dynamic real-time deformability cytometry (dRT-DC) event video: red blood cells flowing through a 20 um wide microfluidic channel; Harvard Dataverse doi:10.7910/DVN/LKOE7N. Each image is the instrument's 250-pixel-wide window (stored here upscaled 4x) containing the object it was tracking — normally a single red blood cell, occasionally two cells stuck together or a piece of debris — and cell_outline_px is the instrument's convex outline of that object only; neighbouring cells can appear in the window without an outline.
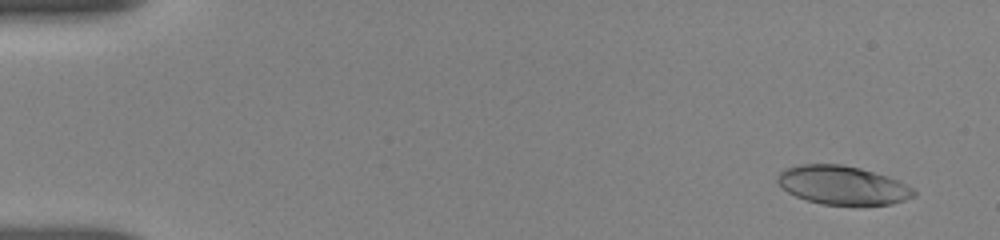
{"species": "human", "species_latin": "Homo sapiens", "temperature_condition": "room temperature", "stored_images_in_passage": 85, "camera_frame_rate_fps": 3000, "um_per_image_px": 0.085, "donor": {"sex": "female"}, "frame": {"image": 1, "passage_image": 4, "time_ms": 0.667, "image_size_px": [1000, 240], "cell_outline_px": [[916, 196], [892, 204], [820, 204], [796, 196], [788, 192], [776, 180], [776, 176], [784, 168], [800, 164], [840, 164], [860, 168], [888, 176], [900, 180], [912, 188], [916, 192]], "centroid_in_image_um": [71.62, 15.73], "position_along_channel_um": 13.4, "area_um2": 30.63}}
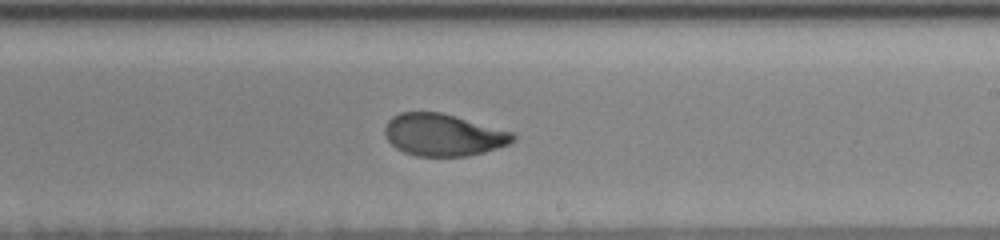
{"frame": {"image": 2, "passage_image": 48, "time_ms": 10.333, "image_size_px": [1000, 240], "cell_outline_px": [[516, 140], [508, 144], [484, 152], [468, 156], [416, 156], [404, 152], [396, 148], [388, 140], [384, 132], [384, 128], [388, 120], [392, 116], [400, 112], [440, 112], [456, 116], [512, 132], [516, 136]], "centroid_in_image_um": [37.66, 11.46], "position_along_channel_um": 251.3, "area_um2": 31.39}}
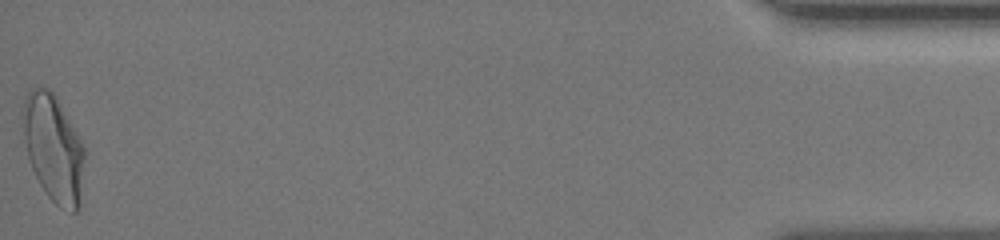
{"frame": {"image": 3, "passage_image": 84, "time_ms": 17.333, "image_size_px": [1000, 240], "cell_outline_px": [[88, 152], [80, 204], [76, 212], [72, 212], [60, 208], [48, 196], [40, 184], [32, 168], [28, 156], [20, 116], [20, 112], [24, 96], [32, 88], [48, 88], [56, 96]], "centroid_in_image_um": [4.57, 12.6], "position_along_channel_um": 430.6, "area_um2": 39.36}, "authors_computed_cell_mechanics": {"area_um2": 32.1368, "velocity_mm_per_s": 3.8009, "shape_relaxation_time_tau1_ms": 4.4079, "shape_relaxation_time_tau2_ms": 0.8937, "deformation_change_tau1": 0.1691, "deformation_change_tau2": 0.0541}}